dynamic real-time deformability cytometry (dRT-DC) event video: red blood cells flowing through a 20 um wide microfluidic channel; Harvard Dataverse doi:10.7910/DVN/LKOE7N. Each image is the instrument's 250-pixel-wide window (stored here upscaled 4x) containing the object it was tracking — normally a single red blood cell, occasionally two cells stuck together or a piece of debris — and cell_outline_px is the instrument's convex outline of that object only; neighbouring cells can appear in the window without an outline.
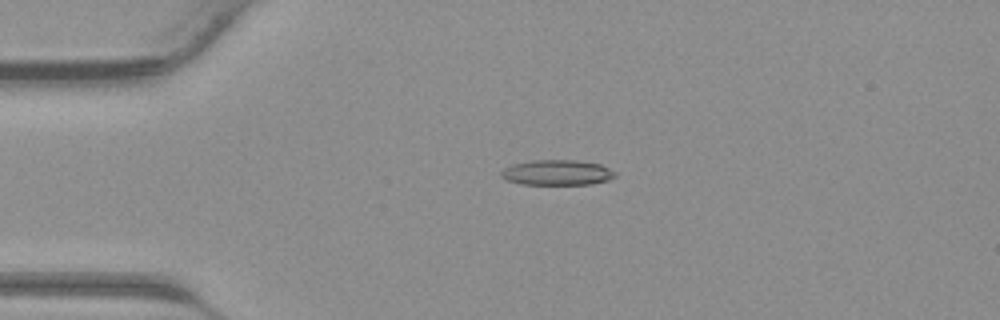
{"species": "common noctule bat (a hibernating species)", "species_latin": "Nyctalus noctula", "temperature_condition": "warm", "stored_images_in_passage": 42, "camera_frame_rate_fps": 3000, "um_per_image_px": 0.085, "animal": {"sex": "male", "body_mass_g": 23.1, "forearm_length_mm": 52.7}, "frame": {"image": 1, "passage_image": 10, "time_ms": 3.0, "image_size_px": [1000, 320], "cell_outline_px": [[616, 176], [608, 180], [592, 184], [520, 184], [504, 180], [500, 176], [500, 172], [504, 168], [512, 164], [532, 160], [576, 160], [600, 164], [616, 172]], "centroid_in_image_um": [47.32, 14.67], "position_along_channel_um": 37.7, "area_um2": 16.94}}
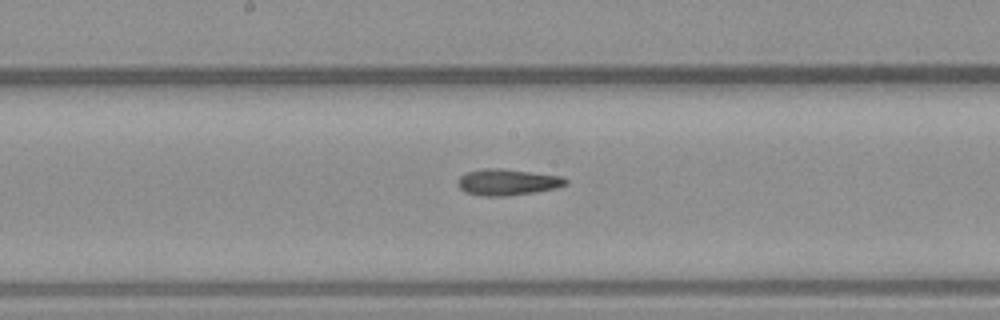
{"frame": {"image": 2, "passage_image": 22, "time_ms": 7.0, "image_size_px": [1000, 320], "cell_outline_px": [[568, 184], [556, 188], [508, 196], [484, 196], [464, 192], [456, 184], [456, 180], [460, 176], [468, 172], [484, 168], [496, 168], [560, 176], [568, 180]], "centroid_in_image_um": [43.08, 15.49], "position_along_channel_um": 205.1, "area_um2": 16.36}}
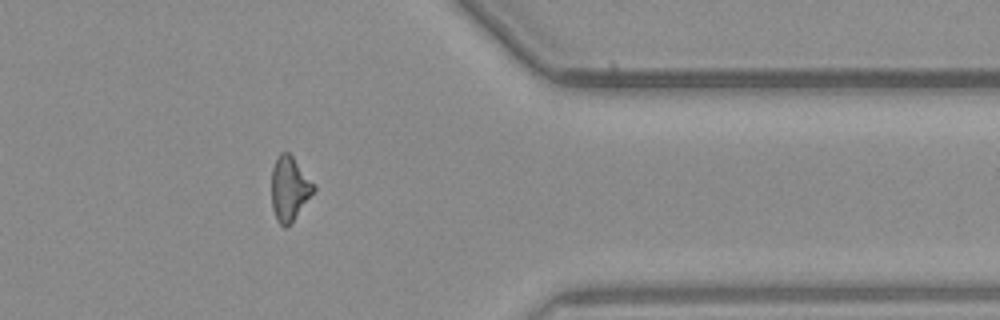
{"frame": {"image": 3, "passage_image": 34, "time_ms": 11.0, "image_size_px": [1000, 320], "cell_outline_px": [[316, 188], [292, 224], [284, 228], [276, 220], [272, 208], [272, 168], [280, 152], [288, 152], [292, 156], [316, 184]], "centroid_in_image_um": [24.62, 16.06], "position_along_channel_um": 386.8, "area_um2": 15.95}}